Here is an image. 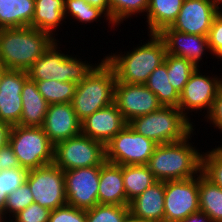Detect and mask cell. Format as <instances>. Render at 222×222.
I'll return each instance as SVG.
<instances>
[{
	"label": "cell",
	"instance_id": "6da1fadb",
	"mask_svg": "<svg viewBox=\"0 0 222 222\" xmlns=\"http://www.w3.org/2000/svg\"><path fill=\"white\" fill-rule=\"evenodd\" d=\"M193 133L181 141L155 147L146 165L157 181L185 180L201 173L202 152L189 142Z\"/></svg>",
	"mask_w": 222,
	"mask_h": 222
},
{
	"label": "cell",
	"instance_id": "7a4b0ae2",
	"mask_svg": "<svg viewBox=\"0 0 222 222\" xmlns=\"http://www.w3.org/2000/svg\"><path fill=\"white\" fill-rule=\"evenodd\" d=\"M56 40L48 32L26 27L0 29V62L9 70L27 71Z\"/></svg>",
	"mask_w": 222,
	"mask_h": 222
},
{
	"label": "cell",
	"instance_id": "3957f363",
	"mask_svg": "<svg viewBox=\"0 0 222 222\" xmlns=\"http://www.w3.org/2000/svg\"><path fill=\"white\" fill-rule=\"evenodd\" d=\"M148 36L150 41L134 47L133 51L111 52L103 58L115 72L117 82L145 84L152 71L164 63L167 54L164 40L158 34Z\"/></svg>",
	"mask_w": 222,
	"mask_h": 222
},
{
	"label": "cell",
	"instance_id": "277c9868",
	"mask_svg": "<svg viewBox=\"0 0 222 222\" xmlns=\"http://www.w3.org/2000/svg\"><path fill=\"white\" fill-rule=\"evenodd\" d=\"M116 76L113 69L104 61L77 84L72 107L77 118L82 121L87 116L114 103Z\"/></svg>",
	"mask_w": 222,
	"mask_h": 222
},
{
	"label": "cell",
	"instance_id": "5b68a950",
	"mask_svg": "<svg viewBox=\"0 0 222 222\" xmlns=\"http://www.w3.org/2000/svg\"><path fill=\"white\" fill-rule=\"evenodd\" d=\"M57 39L49 46L27 70L28 78L32 81L56 80L79 84L98 65L82 61L75 55L64 54ZM59 47V48H58Z\"/></svg>",
	"mask_w": 222,
	"mask_h": 222
},
{
	"label": "cell",
	"instance_id": "8992f818",
	"mask_svg": "<svg viewBox=\"0 0 222 222\" xmlns=\"http://www.w3.org/2000/svg\"><path fill=\"white\" fill-rule=\"evenodd\" d=\"M128 124L158 145L181 141L195 130L193 122L174 106H162L157 111L134 118Z\"/></svg>",
	"mask_w": 222,
	"mask_h": 222
},
{
	"label": "cell",
	"instance_id": "52a82bcc",
	"mask_svg": "<svg viewBox=\"0 0 222 222\" xmlns=\"http://www.w3.org/2000/svg\"><path fill=\"white\" fill-rule=\"evenodd\" d=\"M9 144L13 148L20 167L27 171L54 162V145L42 127L12 126Z\"/></svg>",
	"mask_w": 222,
	"mask_h": 222
},
{
	"label": "cell",
	"instance_id": "ba28073f",
	"mask_svg": "<svg viewBox=\"0 0 222 222\" xmlns=\"http://www.w3.org/2000/svg\"><path fill=\"white\" fill-rule=\"evenodd\" d=\"M106 161L105 145L83 134L54 146V164L63 171L101 166Z\"/></svg>",
	"mask_w": 222,
	"mask_h": 222
},
{
	"label": "cell",
	"instance_id": "9c48e42d",
	"mask_svg": "<svg viewBox=\"0 0 222 222\" xmlns=\"http://www.w3.org/2000/svg\"><path fill=\"white\" fill-rule=\"evenodd\" d=\"M158 144L127 124L106 145V161L116 165H146Z\"/></svg>",
	"mask_w": 222,
	"mask_h": 222
},
{
	"label": "cell",
	"instance_id": "30bf717a",
	"mask_svg": "<svg viewBox=\"0 0 222 222\" xmlns=\"http://www.w3.org/2000/svg\"><path fill=\"white\" fill-rule=\"evenodd\" d=\"M25 182L30 187L34 203L49 210L67 205L64 171L54 163L29 170Z\"/></svg>",
	"mask_w": 222,
	"mask_h": 222
},
{
	"label": "cell",
	"instance_id": "8fae6325",
	"mask_svg": "<svg viewBox=\"0 0 222 222\" xmlns=\"http://www.w3.org/2000/svg\"><path fill=\"white\" fill-rule=\"evenodd\" d=\"M164 222H181L200 211L199 175L185 180L164 181Z\"/></svg>",
	"mask_w": 222,
	"mask_h": 222
},
{
	"label": "cell",
	"instance_id": "7c38bea8",
	"mask_svg": "<svg viewBox=\"0 0 222 222\" xmlns=\"http://www.w3.org/2000/svg\"><path fill=\"white\" fill-rule=\"evenodd\" d=\"M217 75H203L199 67L190 75L189 80L180 92V101L178 108L183 115L191 122L189 112L206 109V117L212 109L213 102L222 88V77ZM189 116V117H188Z\"/></svg>",
	"mask_w": 222,
	"mask_h": 222
},
{
	"label": "cell",
	"instance_id": "4fadbf2b",
	"mask_svg": "<svg viewBox=\"0 0 222 222\" xmlns=\"http://www.w3.org/2000/svg\"><path fill=\"white\" fill-rule=\"evenodd\" d=\"M67 205L88 210L98 204L100 166L64 171Z\"/></svg>",
	"mask_w": 222,
	"mask_h": 222
},
{
	"label": "cell",
	"instance_id": "5bb4252c",
	"mask_svg": "<svg viewBox=\"0 0 222 222\" xmlns=\"http://www.w3.org/2000/svg\"><path fill=\"white\" fill-rule=\"evenodd\" d=\"M114 103L127 123L159 110L162 104L145 84L116 82Z\"/></svg>",
	"mask_w": 222,
	"mask_h": 222
},
{
	"label": "cell",
	"instance_id": "9a60e30c",
	"mask_svg": "<svg viewBox=\"0 0 222 222\" xmlns=\"http://www.w3.org/2000/svg\"><path fill=\"white\" fill-rule=\"evenodd\" d=\"M219 11L208 0H184L172 29L200 36H207Z\"/></svg>",
	"mask_w": 222,
	"mask_h": 222
},
{
	"label": "cell",
	"instance_id": "2e32d148",
	"mask_svg": "<svg viewBox=\"0 0 222 222\" xmlns=\"http://www.w3.org/2000/svg\"><path fill=\"white\" fill-rule=\"evenodd\" d=\"M27 71L8 70L0 84V121L18 125L22 114L21 91L28 80Z\"/></svg>",
	"mask_w": 222,
	"mask_h": 222
},
{
	"label": "cell",
	"instance_id": "e0dca14e",
	"mask_svg": "<svg viewBox=\"0 0 222 222\" xmlns=\"http://www.w3.org/2000/svg\"><path fill=\"white\" fill-rule=\"evenodd\" d=\"M41 127L54 146L61 141L81 134V121L77 118L71 103L48 105Z\"/></svg>",
	"mask_w": 222,
	"mask_h": 222
},
{
	"label": "cell",
	"instance_id": "ac0fdd59",
	"mask_svg": "<svg viewBox=\"0 0 222 222\" xmlns=\"http://www.w3.org/2000/svg\"><path fill=\"white\" fill-rule=\"evenodd\" d=\"M128 123L115 103L106 106L81 121V134L106 145Z\"/></svg>",
	"mask_w": 222,
	"mask_h": 222
},
{
	"label": "cell",
	"instance_id": "d6986e66",
	"mask_svg": "<svg viewBox=\"0 0 222 222\" xmlns=\"http://www.w3.org/2000/svg\"><path fill=\"white\" fill-rule=\"evenodd\" d=\"M158 35L164 40L168 54L185 58L199 68V62L205 56L206 50L210 52L207 36L179 32L170 26Z\"/></svg>",
	"mask_w": 222,
	"mask_h": 222
},
{
	"label": "cell",
	"instance_id": "ffe728a7",
	"mask_svg": "<svg viewBox=\"0 0 222 222\" xmlns=\"http://www.w3.org/2000/svg\"><path fill=\"white\" fill-rule=\"evenodd\" d=\"M165 187L157 181L129 203L130 214L143 222H164Z\"/></svg>",
	"mask_w": 222,
	"mask_h": 222
},
{
	"label": "cell",
	"instance_id": "44dd1931",
	"mask_svg": "<svg viewBox=\"0 0 222 222\" xmlns=\"http://www.w3.org/2000/svg\"><path fill=\"white\" fill-rule=\"evenodd\" d=\"M122 177V165L105 161L100 166L98 204L129 206Z\"/></svg>",
	"mask_w": 222,
	"mask_h": 222
},
{
	"label": "cell",
	"instance_id": "7402d4cb",
	"mask_svg": "<svg viewBox=\"0 0 222 222\" xmlns=\"http://www.w3.org/2000/svg\"><path fill=\"white\" fill-rule=\"evenodd\" d=\"M22 114L19 126L41 127L48 109V103L38 91L36 82L28 79L21 91Z\"/></svg>",
	"mask_w": 222,
	"mask_h": 222
},
{
	"label": "cell",
	"instance_id": "603a6c76",
	"mask_svg": "<svg viewBox=\"0 0 222 222\" xmlns=\"http://www.w3.org/2000/svg\"><path fill=\"white\" fill-rule=\"evenodd\" d=\"M64 3L65 0H35L31 27L48 32L56 38L55 31L65 19Z\"/></svg>",
	"mask_w": 222,
	"mask_h": 222
},
{
	"label": "cell",
	"instance_id": "cb8c5ba5",
	"mask_svg": "<svg viewBox=\"0 0 222 222\" xmlns=\"http://www.w3.org/2000/svg\"><path fill=\"white\" fill-rule=\"evenodd\" d=\"M184 0H149L147 10L148 33L158 34L176 20Z\"/></svg>",
	"mask_w": 222,
	"mask_h": 222
},
{
	"label": "cell",
	"instance_id": "d4e9b609",
	"mask_svg": "<svg viewBox=\"0 0 222 222\" xmlns=\"http://www.w3.org/2000/svg\"><path fill=\"white\" fill-rule=\"evenodd\" d=\"M35 0H0V29L31 27Z\"/></svg>",
	"mask_w": 222,
	"mask_h": 222
},
{
	"label": "cell",
	"instance_id": "484cf974",
	"mask_svg": "<svg viewBox=\"0 0 222 222\" xmlns=\"http://www.w3.org/2000/svg\"><path fill=\"white\" fill-rule=\"evenodd\" d=\"M122 177L129 202L157 182L147 165H123Z\"/></svg>",
	"mask_w": 222,
	"mask_h": 222
},
{
	"label": "cell",
	"instance_id": "4316f807",
	"mask_svg": "<svg viewBox=\"0 0 222 222\" xmlns=\"http://www.w3.org/2000/svg\"><path fill=\"white\" fill-rule=\"evenodd\" d=\"M145 85L157 96L162 106H179L180 93L169 82L165 63L152 71Z\"/></svg>",
	"mask_w": 222,
	"mask_h": 222
},
{
	"label": "cell",
	"instance_id": "83f0119b",
	"mask_svg": "<svg viewBox=\"0 0 222 222\" xmlns=\"http://www.w3.org/2000/svg\"><path fill=\"white\" fill-rule=\"evenodd\" d=\"M199 206L214 222H222V188L199 174Z\"/></svg>",
	"mask_w": 222,
	"mask_h": 222
},
{
	"label": "cell",
	"instance_id": "f1b7e54d",
	"mask_svg": "<svg viewBox=\"0 0 222 222\" xmlns=\"http://www.w3.org/2000/svg\"><path fill=\"white\" fill-rule=\"evenodd\" d=\"M36 82L38 91L50 104L71 103L77 84L74 82H60L56 80H43Z\"/></svg>",
	"mask_w": 222,
	"mask_h": 222
},
{
	"label": "cell",
	"instance_id": "f546056e",
	"mask_svg": "<svg viewBox=\"0 0 222 222\" xmlns=\"http://www.w3.org/2000/svg\"><path fill=\"white\" fill-rule=\"evenodd\" d=\"M108 4L109 19L115 27L133 15L147 12L149 0H108Z\"/></svg>",
	"mask_w": 222,
	"mask_h": 222
},
{
	"label": "cell",
	"instance_id": "4dcf8cb0",
	"mask_svg": "<svg viewBox=\"0 0 222 222\" xmlns=\"http://www.w3.org/2000/svg\"><path fill=\"white\" fill-rule=\"evenodd\" d=\"M164 63L167 66L169 82L180 93L197 67L185 58L168 53L165 56Z\"/></svg>",
	"mask_w": 222,
	"mask_h": 222
},
{
	"label": "cell",
	"instance_id": "1f68e13d",
	"mask_svg": "<svg viewBox=\"0 0 222 222\" xmlns=\"http://www.w3.org/2000/svg\"><path fill=\"white\" fill-rule=\"evenodd\" d=\"M69 14V15H68ZM81 23H92L101 17H105L109 25L112 24L111 20L99 8L93 7L85 0H65L64 3V16L65 19L70 16ZM103 15V16H102Z\"/></svg>",
	"mask_w": 222,
	"mask_h": 222
},
{
	"label": "cell",
	"instance_id": "d6a6232c",
	"mask_svg": "<svg viewBox=\"0 0 222 222\" xmlns=\"http://www.w3.org/2000/svg\"><path fill=\"white\" fill-rule=\"evenodd\" d=\"M129 214V206L97 204L86 210V222H123Z\"/></svg>",
	"mask_w": 222,
	"mask_h": 222
},
{
	"label": "cell",
	"instance_id": "836d02e7",
	"mask_svg": "<svg viewBox=\"0 0 222 222\" xmlns=\"http://www.w3.org/2000/svg\"><path fill=\"white\" fill-rule=\"evenodd\" d=\"M201 173L212 183L222 188V145L202 152Z\"/></svg>",
	"mask_w": 222,
	"mask_h": 222
},
{
	"label": "cell",
	"instance_id": "e575fe53",
	"mask_svg": "<svg viewBox=\"0 0 222 222\" xmlns=\"http://www.w3.org/2000/svg\"><path fill=\"white\" fill-rule=\"evenodd\" d=\"M32 203H34V201L30 187L24 182L19 188L7 196L4 214L7 216L9 213L8 217L13 218Z\"/></svg>",
	"mask_w": 222,
	"mask_h": 222
},
{
	"label": "cell",
	"instance_id": "d590c367",
	"mask_svg": "<svg viewBox=\"0 0 222 222\" xmlns=\"http://www.w3.org/2000/svg\"><path fill=\"white\" fill-rule=\"evenodd\" d=\"M50 213L48 208L32 203L13 217L15 221L10 219V222H48Z\"/></svg>",
	"mask_w": 222,
	"mask_h": 222
},
{
	"label": "cell",
	"instance_id": "8d00e7d4",
	"mask_svg": "<svg viewBox=\"0 0 222 222\" xmlns=\"http://www.w3.org/2000/svg\"><path fill=\"white\" fill-rule=\"evenodd\" d=\"M48 222H86V210L65 205L51 210Z\"/></svg>",
	"mask_w": 222,
	"mask_h": 222
},
{
	"label": "cell",
	"instance_id": "74e56055",
	"mask_svg": "<svg viewBox=\"0 0 222 222\" xmlns=\"http://www.w3.org/2000/svg\"><path fill=\"white\" fill-rule=\"evenodd\" d=\"M207 37L210 53L222 60V12L214 18Z\"/></svg>",
	"mask_w": 222,
	"mask_h": 222
},
{
	"label": "cell",
	"instance_id": "f35d334b",
	"mask_svg": "<svg viewBox=\"0 0 222 222\" xmlns=\"http://www.w3.org/2000/svg\"><path fill=\"white\" fill-rule=\"evenodd\" d=\"M27 172L21 167L3 170L4 194L8 196L19 188L25 182Z\"/></svg>",
	"mask_w": 222,
	"mask_h": 222
},
{
	"label": "cell",
	"instance_id": "ab89813d",
	"mask_svg": "<svg viewBox=\"0 0 222 222\" xmlns=\"http://www.w3.org/2000/svg\"><path fill=\"white\" fill-rule=\"evenodd\" d=\"M205 119H207V122L210 121V124H213L222 133V88L219 90L213 102L212 109Z\"/></svg>",
	"mask_w": 222,
	"mask_h": 222
},
{
	"label": "cell",
	"instance_id": "60d3db41",
	"mask_svg": "<svg viewBox=\"0 0 222 222\" xmlns=\"http://www.w3.org/2000/svg\"><path fill=\"white\" fill-rule=\"evenodd\" d=\"M19 167L20 165L13 148L9 143L6 144L0 149V171Z\"/></svg>",
	"mask_w": 222,
	"mask_h": 222
},
{
	"label": "cell",
	"instance_id": "b9f144b4",
	"mask_svg": "<svg viewBox=\"0 0 222 222\" xmlns=\"http://www.w3.org/2000/svg\"><path fill=\"white\" fill-rule=\"evenodd\" d=\"M181 222H214L210 217H208L204 212L198 211L192 213L187 218L183 219Z\"/></svg>",
	"mask_w": 222,
	"mask_h": 222
},
{
	"label": "cell",
	"instance_id": "7bdbcfd3",
	"mask_svg": "<svg viewBox=\"0 0 222 222\" xmlns=\"http://www.w3.org/2000/svg\"><path fill=\"white\" fill-rule=\"evenodd\" d=\"M11 126L0 121V149L9 143V133Z\"/></svg>",
	"mask_w": 222,
	"mask_h": 222
},
{
	"label": "cell",
	"instance_id": "ee69618b",
	"mask_svg": "<svg viewBox=\"0 0 222 222\" xmlns=\"http://www.w3.org/2000/svg\"><path fill=\"white\" fill-rule=\"evenodd\" d=\"M87 3L92 5L93 7H97L101 9L106 16L109 18V4L108 0H85Z\"/></svg>",
	"mask_w": 222,
	"mask_h": 222
},
{
	"label": "cell",
	"instance_id": "f6af8a7d",
	"mask_svg": "<svg viewBox=\"0 0 222 222\" xmlns=\"http://www.w3.org/2000/svg\"><path fill=\"white\" fill-rule=\"evenodd\" d=\"M7 195L4 194L3 171H0V213L4 214Z\"/></svg>",
	"mask_w": 222,
	"mask_h": 222
},
{
	"label": "cell",
	"instance_id": "bcb514c9",
	"mask_svg": "<svg viewBox=\"0 0 222 222\" xmlns=\"http://www.w3.org/2000/svg\"><path fill=\"white\" fill-rule=\"evenodd\" d=\"M219 12H222V0H208ZM221 4V5H220Z\"/></svg>",
	"mask_w": 222,
	"mask_h": 222
},
{
	"label": "cell",
	"instance_id": "7dc6e473",
	"mask_svg": "<svg viewBox=\"0 0 222 222\" xmlns=\"http://www.w3.org/2000/svg\"><path fill=\"white\" fill-rule=\"evenodd\" d=\"M9 69L5 66L0 64V84L2 82V78L5 75V73L8 71Z\"/></svg>",
	"mask_w": 222,
	"mask_h": 222
},
{
	"label": "cell",
	"instance_id": "c3c4849f",
	"mask_svg": "<svg viewBox=\"0 0 222 222\" xmlns=\"http://www.w3.org/2000/svg\"><path fill=\"white\" fill-rule=\"evenodd\" d=\"M123 222H143L140 219H137L135 217H133L131 214H129Z\"/></svg>",
	"mask_w": 222,
	"mask_h": 222
},
{
	"label": "cell",
	"instance_id": "681fc988",
	"mask_svg": "<svg viewBox=\"0 0 222 222\" xmlns=\"http://www.w3.org/2000/svg\"><path fill=\"white\" fill-rule=\"evenodd\" d=\"M7 218L8 217L5 214L0 213V222H10V218L9 219H7ZM6 219L9 221H6Z\"/></svg>",
	"mask_w": 222,
	"mask_h": 222
}]
</instances>
